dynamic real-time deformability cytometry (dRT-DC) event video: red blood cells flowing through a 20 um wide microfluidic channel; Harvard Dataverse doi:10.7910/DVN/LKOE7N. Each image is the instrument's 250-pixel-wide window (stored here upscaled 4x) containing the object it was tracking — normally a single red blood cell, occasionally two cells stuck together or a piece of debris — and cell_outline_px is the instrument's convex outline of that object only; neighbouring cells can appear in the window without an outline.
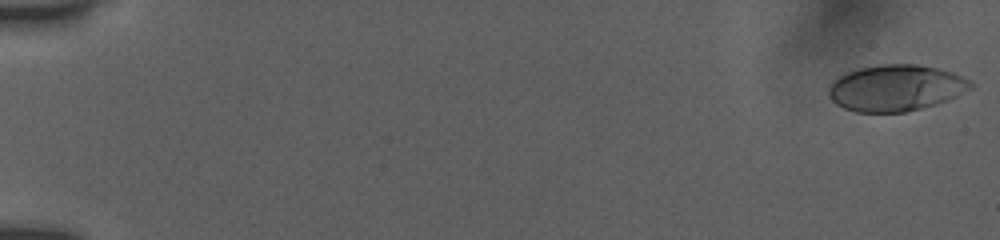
{"species": "human", "species_latin": "Homo sapiens", "temperature_condition": "room temperature", "stored_images_in_passage": 54, "camera_frame_rate_fps": 3000, "um_per_image_px": 0.085, "donor": {"sex": "female"}, "frame": {"image": 1, "passage_image": 1, "time_ms": 0.0, "image_size_px": [1000, 240], "cell_outline_px": [[976, 84], [972, 88], [956, 96], [936, 104], [904, 112], [856, 112], [844, 108], [836, 104], [828, 96], [828, 84], [832, 80], [848, 72], [860, 68], [884, 64], [916, 64], [936, 68], [952, 72]], "centroid_in_image_um": [76.12, 7.48], "position_along_channel_um": 8.9, "area_um2": 38.21}}
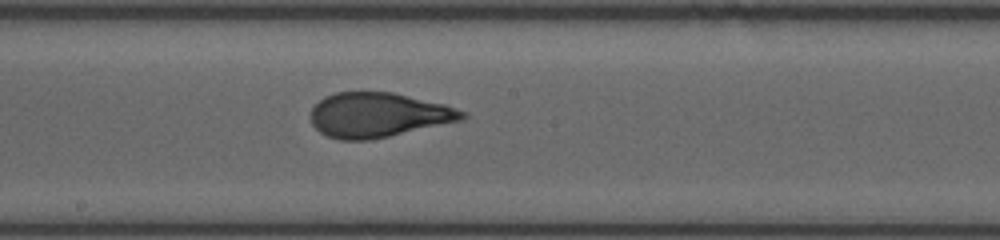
{"frame": {"image": 2, "passage_image": 31, "time_ms": 10.0, "image_size_px": [1000, 240], "cell_outline_px": [[468, 116], [464, 120], [388, 136], [368, 140], [340, 140], [328, 136], [320, 132], [312, 124], [312, 108], [324, 96], [336, 92], [392, 92], [444, 104], [468, 112]], "centroid_in_image_um": [32.18, 9.77], "position_along_channel_um": 216.0, "area_um2": 39.3}}
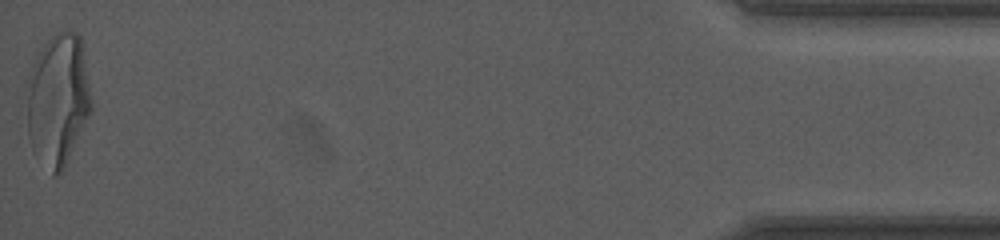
{"frame": {"image": 3, "passage_image": 54, "time_ms": 17.667, "image_size_px": [1000, 240], "cell_outline_px": [[92, 108], [64, 168], [56, 176], [52, 176], [28, 136], [28, 80], [32, 68], [44, 44], [56, 32], [76, 32], [80, 36], [92, 104]], "centroid_in_image_um": [4.95, 8.46], "position_along_channel_um": 430.3, "area_um2": 48.03}, "authors_computed_cell_mechanics": {"area_um2": 39.304, "velocity_mm_per_s": 3.8925, "shape_relaxation_time_tau1_ms": 4.8332, "shape_relaxation_time_tau2_ms": 0.7546, "deformation_change_tau1": 0.222, "deformation_change_tau2": 0.0782}}